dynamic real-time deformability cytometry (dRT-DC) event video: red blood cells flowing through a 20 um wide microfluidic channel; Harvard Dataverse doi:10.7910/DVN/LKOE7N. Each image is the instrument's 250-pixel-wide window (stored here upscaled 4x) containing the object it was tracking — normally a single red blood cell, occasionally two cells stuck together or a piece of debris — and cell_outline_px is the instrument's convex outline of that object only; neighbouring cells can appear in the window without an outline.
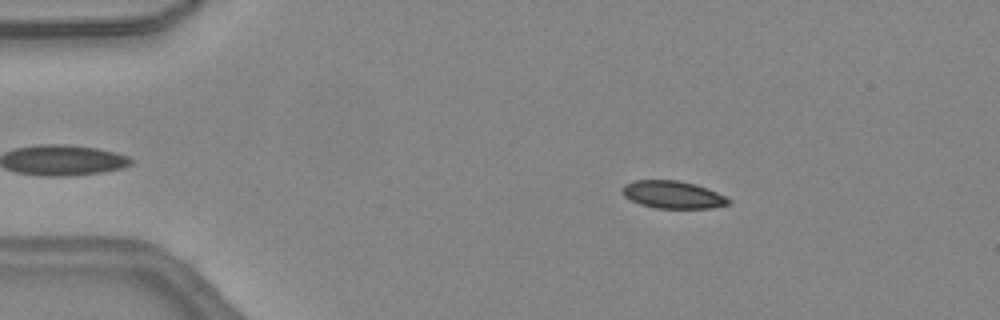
{"species": "common noctule bat (a hibernating species)", "species_latin": "Nyctalus noctula", "temperature_condition": "warm", "stored_images_in_passage": 31, "camera_frame_rate_fps": 3000, "um_per_image_px": 0.085, "animal": {"sex": "female", "body_mass_g": 24.6, "forearm_length_mm": 56.2}, "frame": {"image": 1, "passage_image": 8, "time_ms": 2.333, "image_size_px": [1000, 320], "cell_outline_px": [[732, 200], [728, 204], [712, 208], [656, 208], [640, 204], [624, 196], [620, 192], [620, 188], [624, 184], [632, 180], [680, 180], [696, 184], [708, 188]], "centroid_in_image_um": [57.15, 16.53], "position_along_channel_um": 27.8, "area_um2": 17.22}}
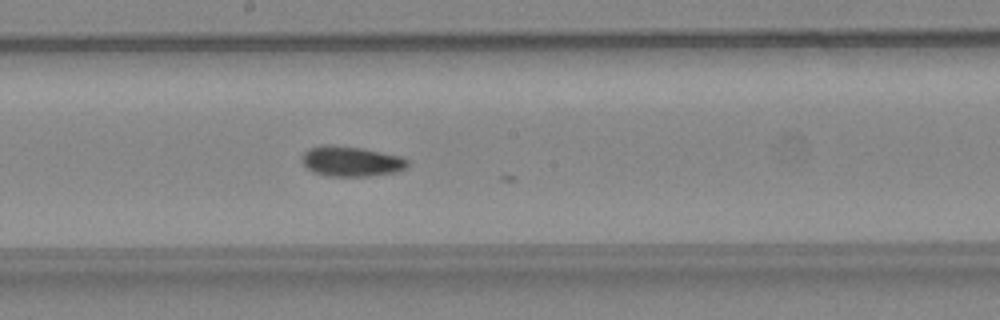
{"frame": {"image": 2, "passage_image": 25, "time_ms": 8.0, "image_size_px": [1000, 320], "cell_outline_px": [[408, 168], [396, 172], [368, 176], [328, 176], [312, 172], [300, 160], [304, 152], [308, 148], [320, 144], [328, 144], [360, 148], [400, 156], [408, 160]], "centroid_in_image_um": [29.82, 13.71], "position_along_channel_um": 218.4, "area_um2": 18.67}}
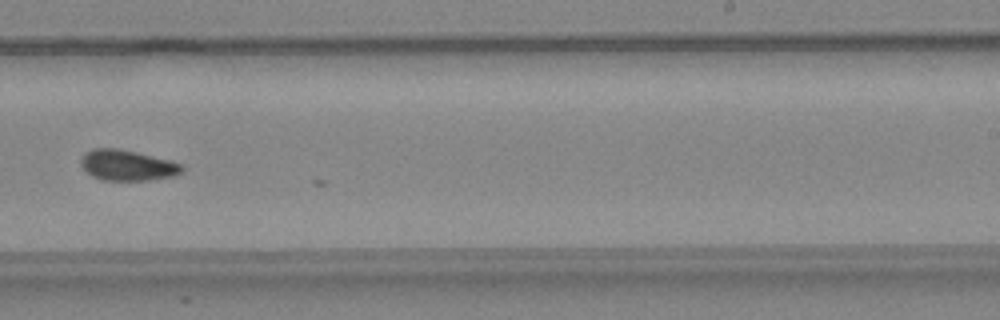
{"frame": {"image": 3, "passage_image": 29, "time_ms": 9.333, "image_size_px": [1000, 320], "cell_outline_px": [[184, 168], [176, 176], [148, 180], [104, 180], [92, 176], [80, 164], [80, 160], [84, 152], [92, 148], [116, 148], [136, 152], [172, 160], [180, 164]], "centroid_in_image_um": [10.82, 14.04], "position_along_channel_um": 278.2, "area_um2": 18.09}}